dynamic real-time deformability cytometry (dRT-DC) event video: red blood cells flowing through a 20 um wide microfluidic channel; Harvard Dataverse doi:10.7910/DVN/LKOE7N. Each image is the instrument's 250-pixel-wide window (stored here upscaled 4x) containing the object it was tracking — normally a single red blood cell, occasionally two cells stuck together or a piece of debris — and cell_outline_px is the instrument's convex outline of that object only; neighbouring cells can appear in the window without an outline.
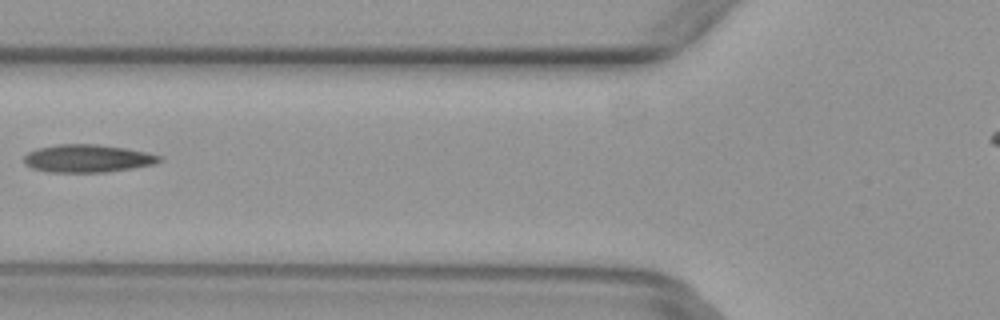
{"species": "common noctule bat (a hibernating species)", "species_latin": "Nyctalus noctula", "temperature_condition": "warm", "stored_images_in_passage": 6, "camera_frame_rate_fps": 3000, "um_per_image_px": 0.085, "animal": {"sex": "female", "body_mass_g": 29.2, "forearm_length_mm": 56.3}, "frame": {"image": 1, "passage_image": 6, "time_ms": 1.667, "image_size_px": [1000, 320], "cell_outline_px": [[164, 160], [152, 164], [132, 168], [108, 172], [48, 172], [32, 168], [24, 164], [24, 156], [28, 152], [40, 148], [56, 144], [96, 144], [124, 148], [148, 152], [164, 156]], "centroid_in_image_um": [7.47, 13.47], "position_along_channel_um": 118.3, "area_um2": 22.02}}